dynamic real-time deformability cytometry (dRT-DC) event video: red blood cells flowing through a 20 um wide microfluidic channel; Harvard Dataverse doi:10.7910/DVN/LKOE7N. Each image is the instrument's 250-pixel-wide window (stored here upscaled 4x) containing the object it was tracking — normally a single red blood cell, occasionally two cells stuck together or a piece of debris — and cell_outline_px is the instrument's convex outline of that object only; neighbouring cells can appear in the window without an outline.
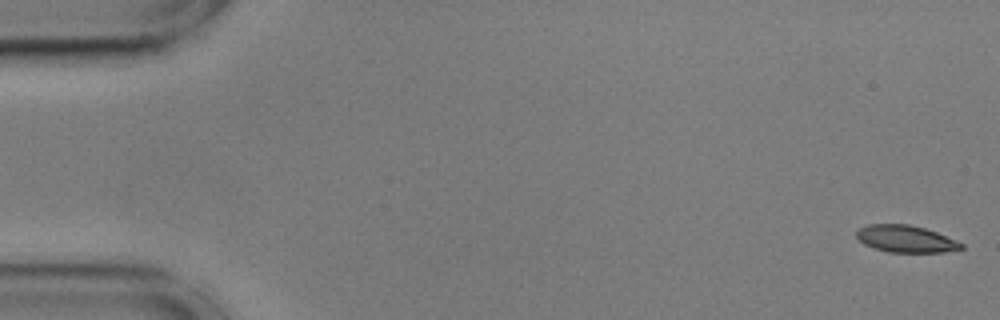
{"species": "common noctule bat (a hibernating species)", "species_latin": "Nyctalus noctula", "temperature_condition": "cold", "stored_images_in_passage": 40, "camera_frame_rate_fps": 3000, "um_per_image_px": 0.085, "animal": {"sex": "male", "body_mass_g": 17.9, "forearm_length_mm": 54.2}, "frame": {"image": 1, "passage_image": 1, "time_ms": 0.0, "image_size_px": [1000, 320], "cell_outline_px": [[964, 248], [944, 252], [888, 252], [864, 244], [856, 236], [856, 232], [860, 228], [868, 224], [908, 224], [924, 228], [936, 232], [956, 240], [964, 244]], "centroid_in_image_um": [77.0, 20.3], "position_along_channel_um": 8.0, "area_um2": 16.36}}
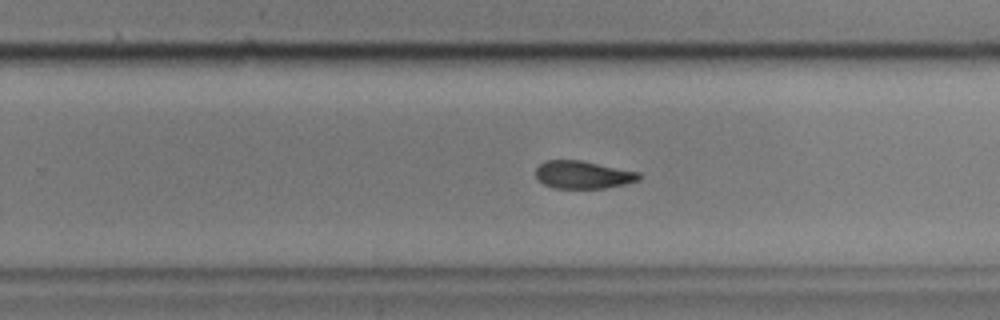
{"frame": {"image": 2, "passage_image": 35, "time_ms": 11.333, "image_size_px": [1000, 320], "cell_outline_px": [[640, 180], [624, 184], [604, 188], [552, 188], [536, 180], [536, 168], [544, 160], [580, 160], [640, 172]], "centroid_in_image_um": [49.52, 14.85], "position_along_channel_um": 280.3, "area_um2": 16.76}}
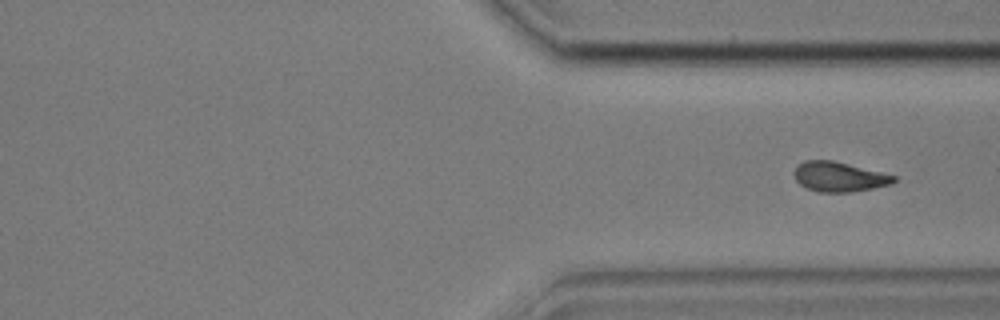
{"frame": {"image": 3, "passage_image": 40, "time_ms": 13.0, "image_size_px": [1000, 320], "cell_outline_px": [[896, 180], [892, 184], [852, 192], [820, 192], [808, 188], [800, 184], [796, 180], [792, 172], [804, 160], [832, 160], [896, 176]], "centroid_in_image_um": [71.31, 15.03], "position_along_channel_um": 340.1, "area_um2": 17.11}}